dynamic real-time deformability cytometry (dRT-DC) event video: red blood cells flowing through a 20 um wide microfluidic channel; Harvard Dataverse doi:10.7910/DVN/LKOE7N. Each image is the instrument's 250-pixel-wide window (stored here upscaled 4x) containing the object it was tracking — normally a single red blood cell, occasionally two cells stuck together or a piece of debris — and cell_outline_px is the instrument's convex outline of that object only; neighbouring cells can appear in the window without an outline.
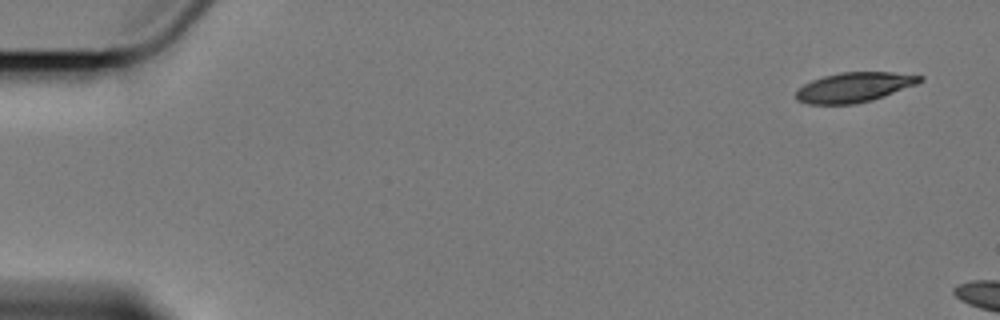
{"species": "Egyptian fruit bat (a non-hibernating species)", "species_latin": "Rousettus aegyptiacus", "temperature_condition": "cold", "stored_images_in_passage": 2, "camera_frame_rate_fps": 3000, "um_per_image_px": 0.085, "animal": {"sex": "female"}, "frame": {"image": 1, "passage_image": 1, "time_ms": 0.0, "image_size_px": [1000, 320], "cell_outline_px": [[924, 80], [916, 84], [884, 96], [872, 100], [856, 104], [808, 104], [796, 100], [796, 92], [804, 84], [812, 80], [824, 76], [840, 72], [892, 72], [924, 76]], "centroid_in_image_um": [72.61, 7.42], "position_along_channel_um": 12.4, "area_um2": 21.44}}